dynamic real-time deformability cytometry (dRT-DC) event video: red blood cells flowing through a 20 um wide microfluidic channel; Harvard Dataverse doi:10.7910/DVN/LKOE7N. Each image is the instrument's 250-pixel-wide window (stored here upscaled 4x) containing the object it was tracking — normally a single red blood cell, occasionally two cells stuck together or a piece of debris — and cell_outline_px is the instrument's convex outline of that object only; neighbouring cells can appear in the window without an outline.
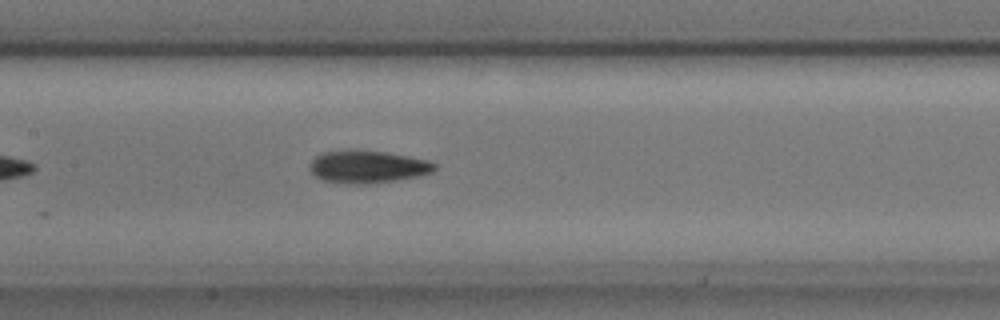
{"species": "common noctule bat (a hibernating species)", "species_latin": "Nyctalus noctula", "temperature_condition": "cold", "stored_images_in_passage": 19, "camera_frame_rate_fps": 3000, "um_per_image_px": 0.085, "animal": {"sex": "male", "body_mass_g": 17.9, "forearm_length_mm": 54.2}, "frame": {"image": 1, "passage_image": 14, "time_ms": 4.333, "image_size_px": [1000, 320], "cell_outline_px": [[436, 168], [432, 172], [420, 176], [396, 180], [368, 184], [344, 184], [320, 180], [308, 168], [308, 164], [320, 152], [352, 148], [356, 148], [384, 152], [408, 156], [428, 160], [436, 164]], "centroid_in_image_um": [31.19, 14.16], "position_along_channel_um": 176.2, "area_um2": 24.33}}